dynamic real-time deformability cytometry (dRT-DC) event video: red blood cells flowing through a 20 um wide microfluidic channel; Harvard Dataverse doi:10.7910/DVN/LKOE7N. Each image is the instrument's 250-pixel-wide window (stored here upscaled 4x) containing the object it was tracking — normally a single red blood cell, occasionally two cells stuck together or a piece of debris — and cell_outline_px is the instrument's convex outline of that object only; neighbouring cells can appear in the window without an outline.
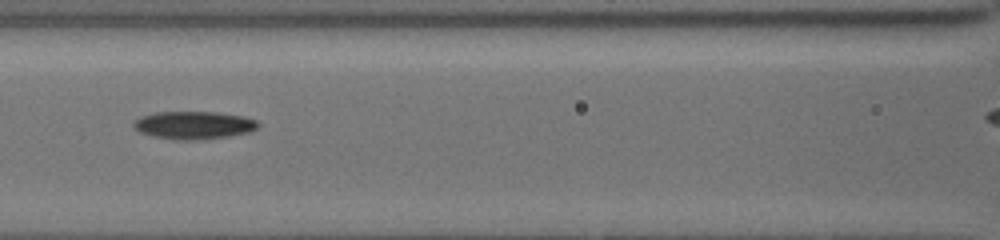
{"species": "common noctule bat (a hibernating species)", "species_latin": "Nyctalus noctula", "temperature_condition": "cold", "stored_images_in_passage": 7, "segment_of_instrument_passage": [1, 2], "camera_frame_rate_fps": 3000, "um_per_image_px": 0.085, "animal": {"sex": "female", "body_mass_g": 19.5, "forearm_length_mm": 54.1}, "frame": {"image": 1, "passage_image": 4, "time_ms": 3.333, "image_size_px": [1000, 240], "cell_outline_px": [[260, 124], [256, 128], [248, 132], [228, 136], [192, 140], [176, 140], [152, 136], [140, 132], [132, 128], [132, 124], [140, 116], [156, 112], [216, 112], [244, 116], [256, 120]], "centroid_in_image_um": [16.43, 10.63], "position_along_channel_um": 150.2, "area_um2": 20.17}}
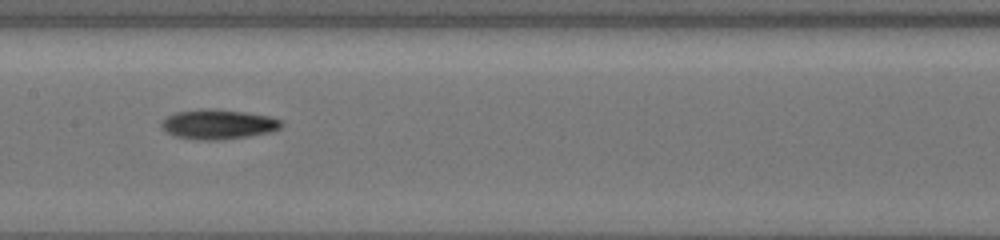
{"frame": {"image": 2, "passage_image": 5, "time_ms": 4.333, "image_size_px": [1000, 240], "cell_outline_px": [[284, 124], [280, 128], [272, 132], [216, 140], [200, 140], [176, 136], [168, 132], [160, 124], [160, 120], [176, 112], [200, 108], [212, 108], [244, 112], [268, 116], [284, 120]], "centroid_in_image_um": [18.56, 10.54], "position_along_channel_um": 188.8, "area_um2": 20.75}}
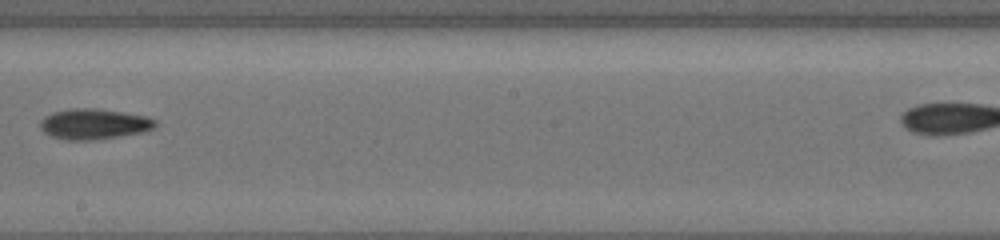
{"frame": {"image": 3, "passage_image": 6, "time_ms": 5.667, "image_size_px": [1000, 240], "cell_outline_px": [[156, 124], [152, 128], [140, 132], [92, 140], [68, 140], [52, 136], [44, 132], [40, 128], [40, 120], [44, 116], [52, 112], [68, 108], [96, 108], [148, 116], [156, 120]], "centroid_in_image_um": [7.93, 10.52], "position_along_channel_um": 240.3, "area_um2": 20.35}}